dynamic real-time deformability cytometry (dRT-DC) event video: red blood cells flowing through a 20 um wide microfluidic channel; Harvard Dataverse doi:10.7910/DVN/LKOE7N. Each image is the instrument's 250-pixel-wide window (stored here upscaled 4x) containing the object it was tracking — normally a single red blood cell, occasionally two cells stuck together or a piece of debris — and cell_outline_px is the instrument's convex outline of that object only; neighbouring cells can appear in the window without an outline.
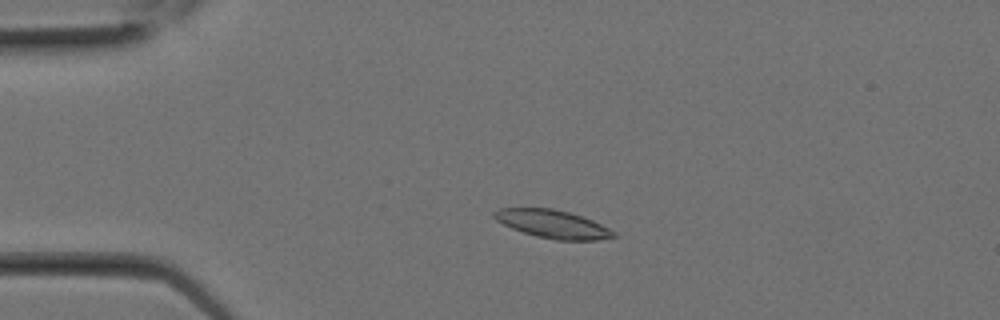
{"species": "Egyptian fruit bat (a non-hibernating species)", "species_latin": "Rousettus aegyptiacus", "temperature_condition": "room temperature", "stored_images_in_passage": 1, "camera_frame_rate_fps": 3000, "um_per_image_px": 0.085, "animal": {"sex": "female"}, "frame": {"image": 1, "passage_image": 1, "time_ms": 0.0, "image_size_px": [1000, 320], "cell_outline_px": [[616, 236], [596, 240], [556, 240], [536, 236], [512, 228], [496, 220], [492, 216], [492, 212], [500, 208], [552, 208], [568, 212], [592, 220], [616, 232]], "centroid_in_image_um": [46.96, 19.04], "position_along_channel_um": 38.0, "area_um2": 19.36}}